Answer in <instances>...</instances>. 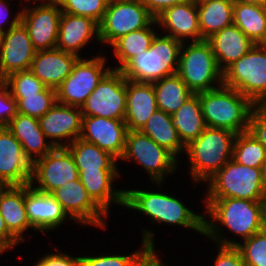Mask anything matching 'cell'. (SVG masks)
Returning <instances> with one entry per match:
<instances>
[{
  "label": "cell",
  "instance_id": "7a4b0ae2",
  "mask_svg": "<svg viewBox=\"0 0 266 266\" xmlns=\"http://www.w3.org/2000/svg\"><path fill=\"white\" fill-rule=\"evenodd\" d=\"M147 190H125L124 207L143 213L153 223L179 225L204 235L205 215L194 213L175 196Z\"/></svg>",
  "mask_w": 266,
  "mask_h": 266
},
{
  "label": "cell",
  "instance_id": "681fc988",
  "mask_svg": "<svg viewBox=\"0 0 266 266\" xmlns=\"http://www.w3.org/2000/svg\"><path fill=\"white\" fill-rule=\"evenodd\" d=\"M0 240L10 249L16 247L21 242L8 230L5 220L0 214Z\"/></svg>",
  "mask_w": 266,
  "mask_h": 266
},
{
  "label": "cell",
  "instance_id": "60d3db41",
  "mask_svg": "<svg viewBox=\"0 0 266 266\" xmlns=\"http://www.w3.org/2000/svg\"><path fill=\"white\" fill-rule=\"evenodd\" d=\"M4 80L8 83L12 95H31L46 88L30 70L14 72Z\"/></svg>",
  "mask_w": 266,
  "mask_h": 266
},
{
  "label": "cell",
  "instance_id": "8992f818",
  "mask_svg": "<svg viewBox=\"0 0 266 266\" xmlns=\"http://www.w3.org/2000/svg\"><path fill=\"white\" fill-rule=\"evenodd\" d=\"M206 184L205 198L266 200L262 168L244 166L232 158Z\"/></svg>",
  "mask_w": 266,
  "mask_h": 266
},
{
  "label": "cell",
  "instance_id": "7dc6e473",
  "mask_svg": "<svg viewBox=\"0 0 266 266\" xmlns=\"http://www.w3.org/2000/svg\"><path fill=\"white\" fill-rule=\"evenodd\" d=\"M8 5L11 6L9 3L7 4V1L0 0V30H2V31H7L8 29L18 25L21 22L22 10L18 11L17 14L15 15V17L13 19H11L10 24H8L9 27H8V25H5L7 28L6 29L3 28L4 27L3 24H7V22L9 21L8 15H9L10 7H8Z\"/></svg>",
  "mask_w": 266,
  "mask_h": 266
},
{
  "label": "cell",
  "instance_id": "4316f807",
  "mask_svg": "<svg viewBox=\"0 0 266 266\" xmlns=\"http://www.w3.org/2000/svg\"><path fill=\"white\" fill-rule=\"evenodd\" d=\"M7 128L21 143L25 155L32 163L55 148L47 140L37 118L17 113Z\"/></svg>",
  "mask_w": 266,
  "mask_h": 266
},
{
  "label": "cell",
  "instance_id": "db71d44e",
  "mask_svg": "<svg viewBox=\"0 0 266 266\" xmlns=\"http://www.w3.org/2000/svg\"><path fill=\"white\" fill-rule=\"evenodd\" d=\"M9 247L0 240V254H2L4 251H9Z\"/></svg>",
  "mask_w": 266,
  "mask_h": 266
},
{
  "label": "cell",
  "instance_id": "f1b7e54d",
  "mask_svg": "<svg viewBox=\"0 0 266 266\" xmlns=\"http://www.w3.org/2000/svg\"><path fill=\"white\" fill-rule=\"evenodd\" d=\"M198 20L204 40L233 24V0L197 1Z\"/></svg>",
  "mask_w": 266,
  "mask_h": 266
},
{
  "label": "cell",
  "instance_id": "e575fe53",
  "mask_svg": "<svg viewBox=\"0 0 266 266\" xmlns=\"http://www.w3.org/2000/svg\"><path fill=\"white\" fill-rule=\"evenodd\" d=\"M152 25L157 27L155 19L147 27L123 35L111 45L113 54L120 63L112 69L120 70L136 54L149 49L152 39L157 34Z\"/></svg>",
  "mask_w": 266,
  "mask_h": 266
},
{
  "label": "cell",
  "instance_id": "d590c367",
  "mask_svg": "<svg viewBox=\"0 0 266 266\" xmlns=\"http://www.w3.org/2000/svg\"><path fill=\"white\" fill-rule=\"evenodd\" d=\"M232 159L244 166L262 168L266 149L252 134L245 131L236 134Z\"/></svg>",
  "mask_w": 266,
  "mask_h": 266
},
{
  "label": "cell",
  "instance_id": "74e56055",
  "mask_svg": "<svg viewBox=\"0 0 266 266\" xmlns=\"http://www.w3.org/2000/svg\"><path fill=\"white\" fill-rule=\"evenodd\" d=\"M16 100L17 113L39 119L57 102L56 90L46 87L31 95H12Z\"/></svg>",
  "mask_w": 266,
  "mask_h": 266
},
{
  "label": "cell",
  "instance_id": "3957f363",
  "mask_svg": "<svg viewBox=\"0 0 266 266\" xmlns=\"http://www.w3.org/2000/svg\"><path fill=\"white\" fill-rule=\"evenodd\" d=\"M235 137L230 130L206 127L186 146L193 183L207 182L232 158Z\"/></svg>",
  "mask_w": 266,
  "mask_h": 266
},
{
  "label": "cell",
  "instance_id": "5b68a950",
  "mask_svg": "<svg viewBox=\"0 0 266 266\" xmlns=\"http://www.w3.org/2000/svg\"><path fill=\"white\" fill-rule=\"evenodd\" d=\"M158 35L152 39L148 50L136 54L120 69L127 80L154 83L177 73L182 42Z\"/></svg>",
  "mask_w": 266,
  "mask_h": 266
},
{
  "label": "cell",
  "instance_id": "7402d4cb",
  "mask_svg": "<svg viewBox=\"0 0 266 266\" xmlns=\"http://www.w3.org/2000/svg\"><path fill=\"white\" fill-rule=\"evenodd\" d=\"M92 39L100 43L99 24L96 21L85 16L61 13L55 48L81 58L80 50Z\"/></svg>",
  "mask_w": 266,
  "mask_h": 266
},
{
  "label": "cell",
  "instance_id": "d4e9b609",
  "mask_svg": "<svg viewBox=\"0 0 266 266\" xmlns=\"http://www.w3.org/2000/svg\"><path fill=\"white\" fill-rule=\"evenodd\" d=\"M206 41L210 44L222 72L244 56L255 44L234 24L214 33Z\"/></svg>",
  "mask_w": 266,
  "mask_h": 266
},
{
  "label": "cell",
  "instance_id": "f546056e",
  "mask_svg": "<svg viewBox=\"0 0 266 266\" xmlns=\"http://www.w3.org/2000/svg\"><path fill=\"white\" fill-rule=\"evenodd\" d=\"M171 117L179 138L185 146L197 139L206 128L199 93L190 96Z\"/></svg>",
  "mask_w": 266,
  "mask_h": 266
},
{
  "label": "cell",
  "instance_id": "7bdbcfd3",
  "mask_svg": "<svg viewBox=\"0 0 266 266\" xmlns=\"http://www.w3.org/2000/svg\"><path fill=\"white\" fill-rule=\"evenodd\" d=\"M248 132L266 149V105H255L251 111Z\"/></svg>",
  "mask_w": 266,
  "mask_h": 266
},
{
  "label": "cell",
  "instance_id": "836d02e7",
  "mask_svg": "<svg viewBox=\"0 0 266 266\" xmlns=\"http://www.w3.org/2000/svg\"><path fill=\"white\" fill-rule=\"evenodd\" d=\"M152 84L156 94L158 110L170 115L176 112L194 94L177 73Z\"/></svg>",
  "mask_w": 266,
  "mask_h": 266
},
{
  "label": "cell",
  "instance_id": "ba28073f",
  "mask_svg": "<svg viewBox=\"0 0 266 266\" xmlns=\"http://www.w3.org/2000/svg\"><path fill=\"white\" fill-rule=\"evenodd\" d=\"M223 85L237 90L254 105H266V44L253 47L223 72Z\"/></svg>",
  "mask_w": 266,
  "mask_h": 266
},
{
  "label": "cell",
  "instance_id": "8fae6325",
  "mask_svg": "<svg viewBox=\"0 0 266 266\" xmlns=\"http://www.w3.org/2000/svg\"><path fill=\"white\" fill-rule=\"evenodd\" d=\"M155 18L140 0L108 2L99 24V39L110 46L121 36L147 27Z\"/></svg>",
  "mask_w": 266,
  "mask_h": 266
},
{
  "label": "cell",
  "instance_id": "f907efd6",
  "mask_svg": "<svg viewBox=\"0 0 266 266\" xmlns=\"http://www.w3.org/2000/svg\"><path fill=\"white\" fill-rule=\"evenodd\" d=\"M233 1L242 2V3H246V4L266 6V0H233Z\"/></svg>",
  "mask_w": 266,
  "mask_h": 266
},
{
  "label": "cell",
  "instance_id": "11a10c76",
  "mask_svg": "<svg viewBox=\"0 0 266 266\" xmlns=\"http://www.w3.org/2000/svg\"><path fill=\"white\" fill-rule=\"evenodd\" d=\"M4 34H5V31L0 30V48H1L2 43H3Z\"/></svg>",
  "mask_w": 266,
  "mask_h": 266
},
{
  "label": "cell",
  "instance_id": "ffe728a7",
  "mask_svg": "<svg viewBox=\"0 0 266 266\" xmlns=\"http://www.w3.org/2000/svg\"><path fill=\"white\" fill-rule=\"evenodd\" d=\"M25 206L28 220L35 231L50 232L70 219L61 204L50 194L25 185Z\"/></svg>",
  "mask_w": 266,
  "mask_h": 266
},
{
  "label": "cell",
  "instance_id": "2e32d148",
  "mask_svg": "<svg viewBox=\"0 0 266 266\" xmlns=\"http://www.w3.org/2000/svg\"><path fill=\"white\" fill-rule=\"evenodd\" d=\"M82 118L81 107L64 105L56 102L55 105L38 120L44 135L56 148L67 147L77 138H80Z\"/></svg>",
  "mask_w": 266,
  "mask_h": 266
},
{
  "label": "cell",
  "instance_id": "4dcf8cb0",
  "mask_svg": "<svg viewBox=\"0 0 266 266\" xmlns=\"http://www.w3.org/2000/svg\"><path fill=\"white\" fill-rule=\"evenodd\" d=\"M140 132L149 136L159 146L166 148L177 159L180 153L186 151V146L179 138L171 115L164 111L154 112Z\"/></svg>",
  "mask_w": 266,
  "mask_h": 266
},
{
  "label": "cell",
  "instance_id": "603a6c76",
  "mask_svg": "<svg viewBox=\"0 0 266 266\" xmlns=\"http://www.w3.org/2000/svg\"><path fill=\"white\" fill-rule=\"evenodd\" d=\"M80 57L54 48L36 51L30 71L48 88L57 89Z\"/></svg>",
  "mask_w": 266,
  "mask_h": 266
},
{
  "label": "cell",
  "instance_id": "e0dca14e",
  "mask_svg": "<svg viewBox=\"0 0 266 266\" xmlns=\"http://www.w3.org/2000/svg\"><path fill=\"white\" fill-rule=\"evenodd\" d=\"M127 132L122 120L83 116L80 138L109 152L119 161L125 150Z\"/></svg>",
  "mask_w": 266,
  "mask_h": 266
},
{
  "label": "cell",
  "instance_id": "7c38bea8",
  "mask_svg": "<svg viewBox=\"0 0 266 266\" xmlns=\"http://www.w3.org/2000/svg\"><path fill=\"white\" fill-rule=\"evenodd\" d=\"M126 100V78L120 70L111 69L81 106L82 115L124 121Z\"/></svg>",
  "mask_w": 266,
  "mask_h": 266
},
{
  "label": "cell",
  "instance_id": "cb8c5ba5",
  "mask_svg": "<svg viewBox=\"0 0 266 266\" xmlns=\"http://www.w3.org/2000/svg\"><path fill=\"white\" fill-rule=\"evenodd\" d=\"M126 93L124 122L128 130L140 131L149 117L158 110L153 84L126 79Z\"/></svg>",
  "mask_w": 266,
  "mask_h": 266
},
{
  "label": "cell",
  "instance_id": "f6af8a7d",
  "mask_svg": "<svg viewBox=\"0 0 266 266\" xmlns=\"http://www.w3.org/2000/svg\"><path fill=\"white\" fill-rule=\"evenodd\" d=\"M40 266H80V256H70L62 251L48 253L36 261Z\"/></svg>",
  "mask_w": 266,
  "mask_h": 266
},
{
  "label": "cell",
  "instance_id": "83f0119b",
  "mask_svg": "<svg viewBox=\"0 0 266 266\" xmlns=\"http://www.w3.org/2000/svg\"><path fill=\"white\" fill-rule=\"evenodd\" d=\"M0 214L8 230L20 241L24 232L35 230L30 224L25 206V185L4 186L0 190Z\"/></svg>",
  "mask_w": 266,
  "mask_h": 266
},
{
  "label": "cell",
  "instance_id": "5bb4252c",
  "mask_svg": "<svg viewBox=\"0 0 266 266\" xmlns=\"http://www.w3.org/2000/svg\"><path fill=\"white\" fill-rule=\"evenodd\" d=\"M50 194L61 204L70 220L106 229L104 219L108 215L91 199L80 179L69 181Z\"/></svg>",
  "mask_w": 266,
  "mask_h": 266
},
{
  "label": "cell",
  "instance_id": "1f68e13d",
  "mask_svg": "<svg viewBox=\"0 0 266 266\" xmlns=\"http://www.w3.org/2000/svg\"><path fill=\"white\" fill-rule=\"evenodd\" d=\"M66 148L72 154L78 171L118 170L115 157L82 138H77Z\"/></svg>",
  "mask_w": 266,
  "mask_h": 266
},
{
  "label": "cell",
  "instance_id": "d6a6232c",
  "mask_svg": "<svg viewBox=\"0 0 266 266\" xmlns=\"http://www.w3.org/2000/svg\"><path fill=\"white\" fill-rule=\"evenodd\" d=\"M233 24L255 44H266V6L234 1Z\"/></svg>",
  "mask_w": 266,
  "mask_h": 266
},
{
  "label": "cell",
  "instance_id": "ac0fdd59",
  "mask_svg": "<svg viewBox=\"0 0 266 266\" xmlns=\"http://www.w3.org/2000/svg\"><path fill=\"white\" fill-rule=\"evenodd\" d=\"M31 175L32 162L21 143L7 127H0V182L5 186L28 185Z\"/></svg>",
  "mask_w": 266,
  "mask_h": 266
},
{
  "label": "cell",
  "instance_id": "6da1fadb",
  "mask_svg": "<svg viewBox=\"0 0 266 266\" xmlns=\"http://www.w3.org/2000/svg\"><path fill=\"white\" fill-rule=\"evenodd\" d=\"M203 201L207 213L204 218V235L216 242V245H238V241L223 236L220 225L240 236L242 241L266 228L265 201L238 198H204Z\"/></svg>",
  "mask_w": 266,
  "mask_h": 266
},
{
  "label": "cell",
  "instance_id": "8d00e7d4",
  "mask_svg": "<svg viewBox=\"0 0 266 266\" xmlns=\"http://www.w3.org/2000/svg\"><path fill=\"white\" fill-rule=\"evenodd\" d=\"M142 247L130 255L80 256V266H135L140 257L149 249L155 248L154 233L142 229Z\"/></svg>",
  "mask_w": 266,
  "mask_h": 266
},
{
  "label": "cell",
  "instance_id": "9f6ffc18",
  "mask_svg": "<svg viewBox=\"0 0 266 266\" xmlns=\"http://www.w3.org/2000/svg\"><path fill=\"white\" fill-rule=\"evenodd\" d=\"M4 186H5V185L2 184V183L0 182V190H1Z\"/></svg>",
  "mask_w": 266,
  "mask_h": 266
},
{
  "label": "cell",
  "instance_id": "d6986e66",
  "mask_svg": "<svg viewBox=\"0 0 266 266\" xmlns=\"http://www.w3.org/2000/svg\"><path fill=\"white\" fill-rule=\"evenodd\" d=\"M35 53L22 22L5 31L0 48V77L5 79L14 72L30 70Z\"/></svg>",
  "mask_w": 266,
  "mask_h": 266
},
{
  "label": "cell",
  "instance_id": "f35d334b",
  "mask_svg": "<svg viewBox=\"0 0 266 266\" xmlns=\"http://www.w3.org/2000/svg\"><path fill=\"white\" fill-rule=\"evenodd\" d=\"M57 3L64 13L85 16L100 24L103 20L108 0H58Z\"/></svg>",
  "mask_w": 266,
  "mask_h": 266
},
{
  "label": "cell",
  "instance_id": "4fadbf2b",
  "mask_svg": "<svg viewBox=\"0 0 266 266\" xmlns=\"http://www.w3.org/2000/svg\"><path fill=\"white\" fill-rule=\"evenodd\" d=\"M78 179V168L66 147H56L32 163L30 185L40 192L51 193L67 182ZM35 181L38 186H34Z\"/></svg>",
  "mask_w": 266,
  "mask_h": 266
},
{
  "label": "cell",
  "instance_id": "f5cc1de1",
  "mask_svg": "<svg viewBox=\"0 0 266 266\" xmlns=\"http://www.w3.org/2000/svg\"><path fill=\"white\" fill-rule=\"evenodd\" d=\"M262 178H263L264 185L266 186V159L262 167Z\"/></svg>",
  "mask_w": 266,
  "mask_h": 266
},
{
  "label": "cell",
  "instance_id": "c3c4849f",
  "mask_svg": "<svg viewBox=\"0 0 266 266\" xmlns=\"http://www.w3.org/2000/svg\"><path fill=\"white\" fill-rule=\"evenodd\" d=\"M135 266H167L161 262L155 248H149L136 262Z\"/></svg>",
  "mask_w": 266,
  "mask_h": 266
},
{
  "label": "cell",
  "instance_id": "30bf717a",
  "mask_svg": "<svg viewBox=\"0 0 266 266\" xmlns=\"http://www.w3.org/2000/svg\"><path fill=\"white\" fill-rule=\"evenodd\" d=\"M106 57L79 58L72 72L56 89L57 102L81 107L103 77L112 69L106 67Z\"/></svg>",
  "mask_w": 266,
  "mask_h": 266
},
{
  "label": "cell",
  "instance_id": "ab89813d",
  "mask_svg": "<svg viewBox=\"0 0 266 266\" xmlns=\"http://www.w3.org/2000/svg\"><path fill=\"white\" fill-rule=\"evenodd\" d=\"M241 242H238L237 247L244 266H266V228Z\"/></svg>",
  "mask_w": 266,
  "mask_h": 266
},
{
  "label": "cell",
  "instance_id": "277c9868",
  "mask_svg": "<svg viewBox=\"0 0 266 266\" xmlns=\"http://www.w3.org/2000/svg\"><path fill=\"white\" fill-rule=\"evenodd\" d=\"M206 127L227 129L236 134L248 131L255 106L246 96L225 85L199 93Z\"/></svg>",
  "mask_w": 266,
  "mask_h": 266
},
{
  "label": "cell",
  "instance_id": "52a82bcc",
  "mask_svg": "<svg viewBox=\"0 0 266 266\" xmlns=\"http://www.w3.org/2000/svg\"><path fill=\"white\" fill-rule=\"evenodd\" d=\"M186 44L182 43L180 48L177 74L187 87L198 94L223 85V72L210 44L206 40Z\"/></svg>",
  "mask_w": 266,
  "mask_h": 266
},
{
  "label": "cell",
  "instance_id": "ee69618b",
  "mask_svg": "<svg viewBox=\"0 0 266 266\" xmlns=\"http://www.w3.org/2000/svg\"><path fill=\"white\" fill-rule=\"evenodd\" d=\"M217 246L219 251L213 266H244L242 254L237 246Z\"/></svg>",
  "mask_w": 266,
  "mask_h": 266
},
{
  "label": "cell",
  "instance_id": "9c48e42d",
  "mask_svg": "<svg viewBox=\"0 0 266 266\" xmlns=\"http://www.w3.org/2000/svg\"><path fill=\"white\" fill-rule=\"evenodd\" d=\"M120 159L125 161L134 159L146 170L151 181L158 187H161L167 176L176 172L179 161L171 152L159 146L149 136L132 130L127 132L125 150Z\"/></svg>",
  "mask_w": 266,
  "mask_h": 266
},
{
  "label": "cell",
  "instance_id": "44dd1931",
  "mask_svg": "<svg viewBox=\"0 0 266 266\" xmlns=\"http://www.w3.org/2000/svg\"><path fill=\"white\" fill-rule=\"evenodd\" d=\"M157 25L163 28L165 35L184 43L185 38L192 42L203 41L198 20L197 2L188 0L165 9L155 18ZM185 39V40H184Z\"/></svg>",
  "mask_w": 266,
  "mask_h": 266
},
{
  "label": "cell",
  "instance_id": "9a60e30c",
  "mask_svg": "<svg viewBox=\"0 0 266 266\" xmlns=\"http://www.w3.org/2000/svg\"><path fill=\"white\" fill-rule=\"evenodd\" d=\"M34 6V7H33ZM22 8L21 22L27 28L36 51L54 49L57 44L61 8L58 3Z\"/></svg>",
  "mask_w": 266,
  "mask_h": 266
},
{
  "label": "cell",
  "instance_id": "484cf974",
  "mask_svg": "<svg viewBox=\"0 0 266 266\" xmlns=\"http://www.w3.org/2000/svg\"><path fill=\"white\" fill-rule=\"evenodd\" d=\"M119 173V170L79 171V179L88 195L107 215L111 204L124 206L125 190L113 186Z\"/></svg>",
  "mask_w": 266,
  "mask_h": 266
},
{
  "label": "cell",
  "instance_id": "bcb514c9",
  "mask_svg": "<svg viewBox=\"0 0 266 266\" xmlns=\"http://www.w3.org/2000/svg\"><path fill=\"white\" fill-rule=\"evenodd\" d=\"M147 8L149 13L156 18L165 9L171 6L184 3L188 0H140Z\"/></svg>",
  "mask_w": 266,
  "mask_h": 266
},
{
  "label": "cell",
  "instance_id": "b9f144b4",
  "mask_svg": "<svg viewBox=\"0 0 266 266\" xmlns=\"http://www.w3.org/2000/svg\"><path fill=\"white\" fill-rule=\"evenodd\" d=\"M17 114L16 100L13 98L8 83L0 81V127H7Z\"/></svg>",
  "mask_w": 266,
  "mask_h": 266
},
{
  "label": "cell",
  "instance_id": "816d5d0a",
  "mask_svg": "<svg viewBox=\"0 0 266 266\" xmlns=\"http://www.w3.org/2000/svg\"><path fill=\"white\" fill-rule=\"evenodd\" d=\"M27 2H29L30 3V0H26ZM40 2V4H38V5H50V4H54V3H57L58 2V0H31V2ZM41 1H43L42 3H41Z\"/></svg>",
  "mask_w": 266,
  "mask_h": 266
}]
</instances>
